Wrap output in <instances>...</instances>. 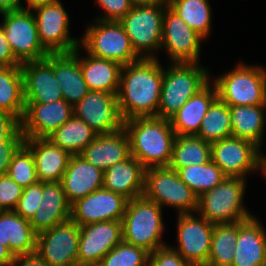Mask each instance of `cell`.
I'll return each mask as SVG.
<instances>
[{
	"mask_svg": "<svg viewBox=\"0 0 266 266\" xmlns=\"http://www.w3.org/2000/svg\"><path fill=\"white\" fill-rule=\"evenodd\" d=\"M8 176L22 188L38 182L33 153L25 144L14 154Z\"/></svg>",
	"mask_w": 266,
	"mask_h": 266,
	"instance_id": "39",
	"label": "cell"
},
{
	"mask_svg": "<svg viewBox=\"0 0 266 266\" xmlns=\"http://www.w3.org/2000/svg\"><path fill=\"white\" fill-rule=\"evenodd\" d=\"M160 207L168 205L179 209V214H187L198 209V197L170 167H150L145 169L144 194ZM191 211V212H190Z\"/></svg>",
	"mask_w": 266,
	"mask_h": 266,
	"instance_id": "8",
	"label": "cell"
},
{
	"mask_svg": "<svg viewBox=\"0 0 266 266\" xmlns=\"http://www.w3.org/2000/svg\"><path fill=\"white\" fill-rule=\"evenodd\" d=\"M162 0H130L133 6L151 5Z\"/></svg>",
	"mask_w": 266,
	"mask_h": 266,
	"instance_id": "52",
	"label": "cell"
},
{
	"mask_svg": "<svg viewBox=\"0 0 266 266\" xmlns=\"http://www.w3.org/2000/svg\"><path fill=\"white\" fill-rule=\"evenodd\" d=\"M202 39L169 7L165 9L161 47H165L173 63H197Z\"/></svg>",
	"mask_w": 266,
	"mask_h": 266,
	"instance_id": "18",
	"label": "cell"
},
{
	"mask_svg": "<svg viewBox=\"0 0 266 266\" xmlns=\"http://www.w3.org/2000/svg\"><path fill=\"white\" fill-rule=\"evenodd\" d=\"M74 115L64 99L51 103H25L21 130L25 138H47Z\"/></svg>",
	"mask_w": 266,
	"mask_h": 266,
	"instance_id": "20",
	"label": "cell"
},
{
	"mask_svg": "<svg viewBox=\"0 0 266 266\" xmlns=\"http://www.w3.org/2000/svg\"><path fill=\"white\" fill-rule=\"evenodd\" d=\"M21 65L15 58L6 34L0 25V67Z\"/></svg>",
	"mask_w": 266,
	"mask_h": 266,
	"instance_id": "47",
	"label": "cell"
},
{
	"mask_svg": "<svg viewBox=\"0 0 266 266\" xmlns=\"http://www.w3.org/2000/svg\"><path fill=\"white\" fill-rule=\"evenodd\" d=\"M148 266H192L169 246H162L149 254Z\"/></svg>",
	"mask_w": 266,
	"mask_h": 266,
	"instance_id": "44",
	"label": "cell"
},
{
	"mask_svg": "<svg viewBox=\"0 0 266 266\" xmlns=\"http://www.w3.org/2000/svg\"><path fill=\"white\" fill-rule=\"evenodd\" d=\"M209 83L208 72L198 63H173L163 70L156 117L170 119L193 95Z\"/></svg>",
	"mask_w": 266,
	"mask_h": 266,
	"instance_id": "4",
	"label": "cell"
},
{
	"mask_svg": "<svg viewBox=\"0 0 266 266\" xmlns=\"http://www.w3.org/2000/svg\"><path fill=\"white\" fill-rule=\"evenodd\" d=\"M168 7L203 38L210 32L211 10L207 0H167Z\"/></svg>",
	"mask_w": 266,
	"mask_h": 266,
	"instance_id": "38",
	"label": "cell"
},
{
	"mask_svg": "<svg viewBox=\"0 0 266 266\" xmlns=\"http://www.w3.org/2000/svg\"><path fill=\"white\" fill-rule=\"evenodd\" d=\"M78 50L77 47L71 53L53 54L55 78L61 86L63 99L72 106L90 91L80 68Z\"/></svg>",
	"mask_w": 266,
	"mask_h": 266,
	"instance_id": "27",
	"label": "cell"
},
{
	"mask_svg": "<svg viewBox=\"0 0 266 266\" xmlns=\"http://www.w3.org/2000/svg\"><path fill=\"white\" fill-rule=\"evenodd\" d=\"M174 170L197 197L210 191L226 178L221 169L212 160L205 164L189 165Z\"/></svg>",
	"mask_w": 266,
	"mask_h": 266,
	"instance_id": "36",
	"label": "cell"
},
{
	"mask_svg": "<svg viewBox=\"0 0 266 266\" xmlns=\"http://www.w3.org/2000/svg\"><path fill=\"white\" fill-rule=\"evenodd\" d=\"M211 160V144L195 135H176L169 167L180 169Z\"/></svg>",
	"mask_w": 266,
	"mask_h": 266,
	"instance_id": "34",
	"label": "cell"
},
{
	"mask_svg": "<svg viewBox=\"0 0 266 266\" xmlns=\"http://www.w3.org/2000/svg\"><path fill=\"white\" fill-rule=\"evenodd\" d=\"M266 105L229 106L232 137L244 139L260 148L265 123Z\"/></svg>",
	"mask_w": 266,
	"mask_h": 266,
	"instance_id": "31",
	"label": "cell"
},
{
	"mask_svg": "<svg viewBox=\"0 0 266 266\" xmlns=\"http://www.w3.org/2000/svg\"><path fill=\"white\" fill-rule=\"evenodd\" d=\"M130 140V154L143 167H169L176 134L170 119L136 117L124 121Z\"/></svg>",
	"mask_w": 266,
	"mask_h": 266,
	"instance_id": "2",
	"label": "cell"
},
{
	"mask_svg": "<svg viewBox=\"0 0 266 266\" xmlns=\"http://www.w3.org/2000/svg\"><path fill=\"white\" fill-rule=\"evenodd\" d=\"M98 24L88 27L82 45L88 54L112 60L122 66L140 58L119 21L97 20Z\"/></svg>",
	"mask_w": 266,
	"mask_h": 266,
	"instance_id": "9",
	"label": "cell"
},
{
	"mask_svg": "<svg viewBox=\"0 0 266 266\" xmlns=\"http://www.w3.org/2000/svg\"><path fill=\"white\" fill-rule=\"evenodd\" d=\"M162 207L144 195L129 200L122 220V241L144 249L149 254L164 246Z\"/></svg>",
	"mask_w": 266,
	"mask_h": 266,
	"instance_id": "3",
	"label": "cell"
},
{
	"mask_svg": "<svg viewBox=\"0 0 266 266\" xmlns=\"http://www.w3.org/2000/svg\"><path fill=\"white\" fill-rule=\"evenodd\" d=\"M144 180L145 168L130 155L104 171L103 188L129 201L144 194Z\"/></svg>",
	"mask_w": 266,
	"mask_h": 266,
	"instance_id": "26",
	"label": "cell"
},
{
	"mask_svg": "<svg viewBox=\"0 0 266 266\" xmlns=\"http://www.w3.org/2000/svg\"><path fill=\"white\" fill-rule=\"evenodd\" d=\"M195 136L210 144L232 137L230 109L219 97L209 107Z\"/></svg>",
	"mask_w": 266,
	"mask_h": 266,
	"instance_id": "35",
	"label": "cell"
},
{
	"mask_svg": "<svg viewBox=\"0 0 266 266\" xmlns=\"http://www.w3.org/2000/svg\"><path fill=\"white\" fill-rule=\"evenodd\" d=\"M0 140L2 142H24L21 121L15 116L0 110Z\"/></svg>",
	"mask_w": 266,
	"mask_h": 266,
	"instance_id": "43",
	"label": "cell"
},
{
	"mask_svg": "<svg viewBox=\"0 0 266 266\" xmlns=\"http://www.w3.org/2000/svg\"><path fill=\"white\" fill-rule=\"evenodd\" d=\"M24 144L33 153L38 181L61 182L71 155L47 138H25Z\"/></svg>",
	"mask_w": 266,
	"mask_h": 266,
	"instance_id": "25",
	"label": "cell"
},
{
	"mask_svg": "<svg viewBox=\"0 0 266 266\" xmlns=\"http://www.w3.org/2000/svg\"><path fill=\"white\" fill-rule=\"evenodd\" d=\"M148 257L149 253L144 249L121 241L97 266H148Z\"/></svg>",
	"mask_w": 266,
	"mask_h": 266,
	"instance_id": "40",
	"label": "cell"
},
{
	"mask_svg": "<svg viewBox=\"0 0 266 266\" xmlns=\"http://www.w3.org/2000/svg\"><path fill=\"white\" fill-rule=\"evenodd\" d=\"M262 169L264 172V175H266V157L261 156L258 164V169Z\"/></svg>",
	"mask_w": 266,
	"mask_h": 266,
	"instance_id": "53",
	"label": "cell"
},
{
	"mask_svg": "<svg viewBox=\"0 0 266 266\" xmlns=\"http://www.w3.org/2000/svg\"><path fill=\"white\" fill-rule=\"evenodd\" d=\"M162 77L163 69L157 58H140L122 67L117 98L124 121L157 116Z\"/></svg>",
	"mask_w": 266,
	"mask_h": 266,
	"instance_id": "1",
	"label": "cell"
},
{
	"mask_svg": "<svg viewBox=\"0 0 266 266\" xmlns=\"http://www.w3.org/2000/svg\"><path fill=\"white\" fill-rule=\"evenodd\" d=\"M167 7V0L151 5L133 6L119 21L139 58H155L152 54L149 55L150 50L161 48L164 10ZM143 50L149 51V54L140 56Z\"/></svg>",
	"mask_w": 266,
	"mask_h": 266,
	"instance_id": "6",
	"label": "cell"
},
{
	"mask_svg": "<svg viewBox=\"0 0 266 266\" xmlns=\"http://www.w3.org/2000/svg\"><path fill=\"white\" fill-rule=\"evenodd\" d=\"M80 68L90 91H102L118 94L122 65L103 58H79Z\"/></svg>",
	"mask_w": 266,
	"mask_h": 266,
	"instance_id": "30",
	"label": "cell"
},
{
	"mask_svg": "<svg viewBox=\"0 0 266 266\" xmlns=\"http://www.w3.org/2000/svg\"><path fill=\"white\" fill-rule=\"evenodd\" d=\"M42 199V182L38 181L35 184L23 188L22 196L14 211L24 219L31 220L35 215L37 208Z\"/></svg>",
	"mask_w": 266,
	"mask_h": 266,
	"instance_id": "41",
	"label": "cell"
},
{
	"mask_svg": "<svg viewBox=\"0 0 266 266\" xmlns=\"http://www.w3.org/2000/svg\"><path fill=\"white\" fill-rule=\"evenodd\" d=\"M33 10L38 14L35 19L41 45L49 54L71 53L79 47L80 42L68 34L69 17L60 1Z\"/></svg>",
	"mask_w": 266,
	"mask_h": 266,
	"instance_id": "13",
	"label": "cell"
},
{
	"mask_svg": "<svg viewBox=\"0 0 266 266\" xmlns=\"http://www.w3.org/2000/svg\"><path fill=\"white\" fill-rule=\"evenodd\" d=\"M70 218L71 204L61 182H42V199L30 220L33 230L38 234Z\"/></svg>",
	"mask_w": 266,
	"mask_h": 266,
	"instance_id": "23",
	"label": "cell"
},
{
	"mask_svg": "<svg viewBox=\"0 0 266 266\" xmlns=\"http://www.w3.org/2000/svg\"><path fill=\"white\" fill-rule=\"evenodd\" d=\"M37 233L30 220L24 219L14 210L0 211V243L14 256L36 252Z\"/></svg>",
	"mask_w": 266,
	"mask_h": 266,
	"instance_id": "28",
	"label": "cell"
},
{
	"mask_svg": "<svg viewBox=\"0 0 266 266\" xmlns=\"http://www.w3.org/2000/svg\"><path fill=\"white\" fill-rule=\"evenodd\" d=\"M231 266H266V233L253 216L237 222V242Z\"/></svg>",
	"mask_w": 266,
	"mask_h": 266,
	"instance_id": "22",
	"label": "cell"
},
{
	"mask_svg": "<svg viewBox=\"0 0 266 266\" xmlns=\"http://www.w3.org/2000/svg\"><path fill=\"white\" fill-rule=\"evenodd\" d=\"M104 172L87 162L81 155H71L61 184L72 205L77 200L103 188Z\"/></svg>",
	"mask_w": 266,
	"mask_h": 266,
	"instance_id": "21",
	"label": "cell"
},
{
	"mask_svg": "<svg viewBox=\"0 0 266 266\" xmlns=\"http://www.w3.org/2000/svg\"><path fill=\"white\" fill-rule=\"evenodd\" d=\"M218 97L216 85L210 88L209 83L188 101L170 118L176 135H196L203 118L213 101Z\"/></svg>",
	"mask_w": 266,
	"mask_h": 266,
	"instance_id": "29",
	"label": "cell"
},
{
	"mask_svg": "<svg viewBox=\"0 0 266 266\" xmlns=\"http://www.w3.org/2000/svg\"><path fill=\"white\" fill-rule=\"evenodd\" d=\"M28 5V10H32L34 7L43 5V4H50L58 2L59 0H26Z\"/></svg>",
	"mask_w": 266,
	"mask_h": 266,
	"instance_id": "51",
	"label": "cell"
},
{
	"mask_svg": "<svg viewBox=\"0 0 266 266\" xmlns=\"http://www.w3.org/2000/svg\"><path fill=\"white\" fill-rule=\"evenodd\" d=\"M24 142H2L0 140V176L7 175L14 154Z\"/></svg>",
	"mask_w": 266,
	"mask_h": 266,
	"instance_id": "46",
	"label": "cell"
},
{
	"mask_svg": "<svg viewBox=\"0 0 266 266\" xmlns=\"http://www.w3.org/2000/svg\"><path fill=\"white\" fill-rule=\"evenodd\" d=\"M97 135L83 120L73 115L47 139L70 155H79Z\"/></svg>",
	"mask_w": 266,
	"mask_h": 266,
	"instance_id": "33",
	"label": "cell"
},
{
	"mask_svg": "<svg viewBox=\"0 0 266 266\" xmlns=\"http://www.w3.org/2000/svg\"><path fill=\"white\" fill-rule=\"evenodd\" d=\"M14 257L13 253L0 243V266H10Z\"/></svg>",
	"mask_w": 266,
	"mask_h": 266,
	"instance_id": "50",
	"label": "cell"
},
{
	"mask_svg": "<svg viewBox=\"0 0 266 266\" xmlns=\"http://www.w3.org/2000/svg\"><path fill=\"white\" fill-rule=\"evenodd\" d=\"M26 9L20 5V0H0V13Z\"/></svg>",
	"mask_w": 266,
	"mask_h": 266,
	"instance_id": "49",
	"label": "cell"
},
{
	"mask_svg": "<svg viewBox=\"0 0 266 266\" xmlns=\"http://www.w3.org/2000/svg\"><path fill=\"white\" fill-rule=\"evenodd\" d=\"M254 143L229 137L211 144V160L226 177L244 178L247 172L258 169L261 154Z\"/></svg>",
	"mask_w": 266,
	"mask_h": 266,
	"instance_id": "14",
	"label": "cell"
},
{
	"mask_svg": "<svg viewBox=\"0 0 266 266\" xmlns=\"http://www.w3.org/2000/svg\"><path fill=\"white\" fill-rule=\"evenodd\" d=\"M178 254L192 266H205L211 251L214 225L203 216L197 219L191 213L179 214Z\"/></svg>",
	"mask_w": 266,
	"mask_h": 266,
	"instance_id": "15",
	"label": "cell"
},
{
	"mask_svg": "<svg viewBox=\"0 0 266 266\" xmlns=\"http://www.w3.org/2000/svg\"><path fill=\"white\" fill-rule=\"evenodd\" d=\"M244 178L226 177L216 187L198 197L196 212L213 224L235 223L251 216L243 207Z\"/></svg>",
	"mask_w": 266,
	"mask_h": 266,
	"instance_id": "5",
	"label": "cell"
},
{
	"mask_svg": "<svg viewBox=\"0 0 266 266\" xmlns=\"http://www.w3.org/2000/svg\"><path fill=\"white\" fill-rule=\"evenodd\" d=\"M48 266L37 254L16 255L10 266Z\"/></svg>",
	"mask_w": 266,
	"mask_h": 266,
	"instance_id": "48",
	"label": "cell"
},
{
	"mask_svg": "<svg viewBox=\"0 0 266 266\" xmlns=\"http://www.w3.org/2000/svg\"><path fill=\"white\" fill-rule=\"evenodd\" d=\"M73 112L98 135L119 131L124 126L118 98L114 93L89 91L73 106Z\"/></svg>",
	"mask_w": 266,
	"mask_h": 266,
	"instance_id": "12",
	"label": "cell"
},
{
	"mask_svg": "<svg viewBox=\"0 0 266 266\" xmlns=\"http://www.w3.org/2000/svg\"><path fill=\"white\" fill-rule=\"evenodd\" d=\"M237 242V222L215 224L211 251L205 266H231Z\"/></svg>",
	"mask_w": 266,
	"mask_h": 266,
	"instance_id": "37",
	"label": "cell"
},
{
	"mask_svg": "<svg viewBox=\"0 0 266 266\" xmlns=\"http://www.w3.org/2000/svg\"><path fill=\"white\" fill-rule=\"evenodd\" d=\"M80 226L71 219L37 234L36 254L48 266H77Z\"/></svg>",
	"mask_w": 266,
	"mask_h": 266,
	"instance_id": "11",
	"label": "cell"
},
{
	"mask_svg": "<svg viewBox=\"0 0 266 266\" xmlns=\"http://www.w3.org/2000/svg\"><path fill=\"white\" fill-rule=\"evenodd\" d=\"M107 16L99 20L120 21L133 7L130 0H96Z\"/></svg>",
	"mask_w": 266,
	"mask_h": 266,
	"instance_id": "45",
	"label": "cell"
},
{
	"mask_svg": "<svg viewBox=\"0 0 266 266\" xmlns=\"http://www.w3.org/2000/svg\"><path fill=\"white\" fill-rule=\"evenodd\" d=\"M0 110L20 121L25 112L23 74L20 65L0 67Z\"/></svg>",
	"mask_w": 266,
	"mask_h": 266,
	"instance_id": "32",
	"label": "cell"
},
{
	"mask_svg": "<svg viewBox=\"0 0 266 266\" xmlns=\"http://www.w3.org/2000/svg\"><path fill=\"white\" fill-rule=\"evenodd\" d=\"M20 66L25 103H51L63 99L61 86L53 72V54Z\"/></svg>",
	"mask_w": 266,
	"mask_h": 266,
	"instance_id": "19",
	"label": "cell"
},
{
	"mask_svg": "<svg viewBox=\"0 0 266 266\" xmlns=\"http://www.w3.org/2000/svg\"><path fill=\"white\" fill-rule=\"evenodd\" d=\"M79 155L104 172L131 155L128 134L124 128L109 134H99Z\"/></svg>",
	"mask_w": 266,
	"mask_h": 266,
	"instance_id": "24",
	"label": "cell"
},
{
	"mask_svg": "<svg viewBox=\"0 0 266 266\" xmlns=\"http://www.w3.org/2000/svg\"><path fill=\"white\" fill-rule=\"evenodd\" d=\"M128 200L101 188L71 205V220L79 226L102 221H122Z\"/></svg>",
	"mask_w": 266,
	"mask_h": 266,
	"instance_id": "16",
	"label": "cell"
},
{
	"mask_svg": "<svg viewBox=\"0 0 266 266\" xmlns=\"http://www.w3.org/2000/svg\"><path fill=\"white\" fill-rule=\"evenodd\" d=\"M3 14V28L15 58L22 64L44 59L49 53L41 45L35 14L28 9Z\"/></svg>",
	"mask_w": 266,
	"mask_h": 266,
	"instance_id": "10",
	"label": "cell"
},
{
	"mask_svg": "<svg viewBox=\"0 0 266 266\" xmlns=\"http://www.w3.org/2000/svg\"><path fill=\"white\" fill-rule=\"evenodd\" d=\"M218 97L228 106L266 105V71L240 63L216 79Z\"/></svg>",
	"mask_w": 266,
	"mask_h": 266,
	"instance_id": "7",
	"label": "cell"
},
{
	"mask_svg": "<svg viewBox=\"0 0 266 266\" xmlns=\"http://www.w3.org/2000/svg\"><path fill=\"white\" fill-rule=\"evenodd\" d=\"M23 188L9 176H0V211L14 210L22 196Z\"/></svg>",
	"mask_w": 266,
	"mask_h": 266,
	"instance_id": "42",
	"label": "cell"
},
{
	"mask_svg": "<svg viewBox=\"0 0 266 266\" xmlns=\"http://www.w3.org/2000/svg\"><path fill=\"white\" fill-rule=\"evenodd\" d=\"M122 241V221H102L80 226L78 265L97 266Z\"/></svg>",
	"mask_w": 266,
	"mask_h": 266,
	"instance_id": "17",
	"label": "cell"
}]
</instances>
